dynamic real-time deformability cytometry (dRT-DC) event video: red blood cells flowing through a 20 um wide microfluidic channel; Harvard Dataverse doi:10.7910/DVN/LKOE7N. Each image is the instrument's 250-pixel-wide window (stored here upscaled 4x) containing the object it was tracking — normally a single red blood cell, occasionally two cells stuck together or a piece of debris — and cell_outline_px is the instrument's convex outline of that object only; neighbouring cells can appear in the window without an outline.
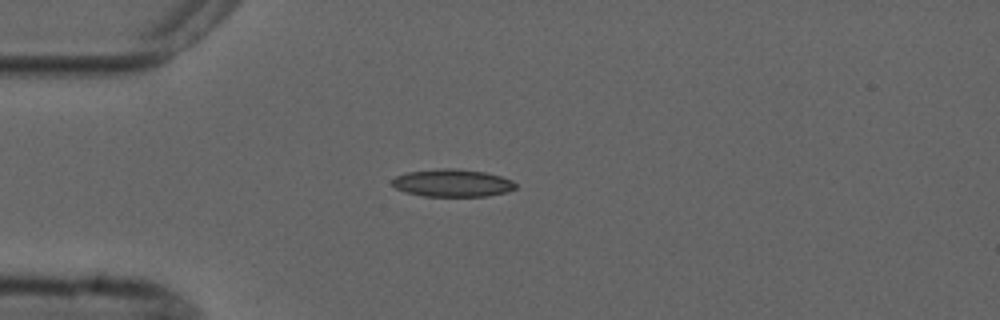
{"species": "common noctule bat (a hibernating species)", "species_latin": "Nyctalus noctula", "temperature_condition": "cold", "stored_images_in_passage": 3, "camera_frame_rate_fps": 3000, "um_per_image_px": 0.085, "animal": {"sex": "male", "forearm_length_mm": 52.5}, "frame": {"image": 1, "passage_image": 1, "time_ms": 0.0, "image_size_px": [1000, 320], "cell_outline_px": [[516, 188], [504, 192], [488, 196], [424, 196], [404, 192], [396, 188], [392, 184], [392, 180], [396, 176], [408, 172], [440, 168], [456, 168], [484, 172], [500, 176], [512, 180], [516, 184]], "centroid_in_image_um": [38.44, 15.55], "position_along_channel_um": 46.6, "area_um2": 19.77}}
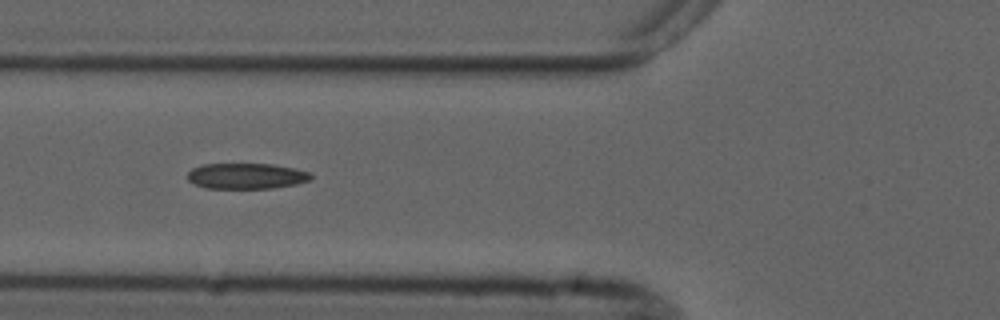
{"frame": {"image": 2, "passage_image": 3, "time_ms": 2.0, "image_size_px": [1000, 320], "cell_outline_px": [[312, 180], [296, 184], [272, 188], [208, 188], [196, 184], [188, 180], [188, 172], [192, 168], [204, 164], [272, 164], [296, 168], [308, 172], [312, 176]], "centroid_in_image_um": [20.97, 14.96], "position_along_channel_um": 104.8, "area_um2": 18.44}}